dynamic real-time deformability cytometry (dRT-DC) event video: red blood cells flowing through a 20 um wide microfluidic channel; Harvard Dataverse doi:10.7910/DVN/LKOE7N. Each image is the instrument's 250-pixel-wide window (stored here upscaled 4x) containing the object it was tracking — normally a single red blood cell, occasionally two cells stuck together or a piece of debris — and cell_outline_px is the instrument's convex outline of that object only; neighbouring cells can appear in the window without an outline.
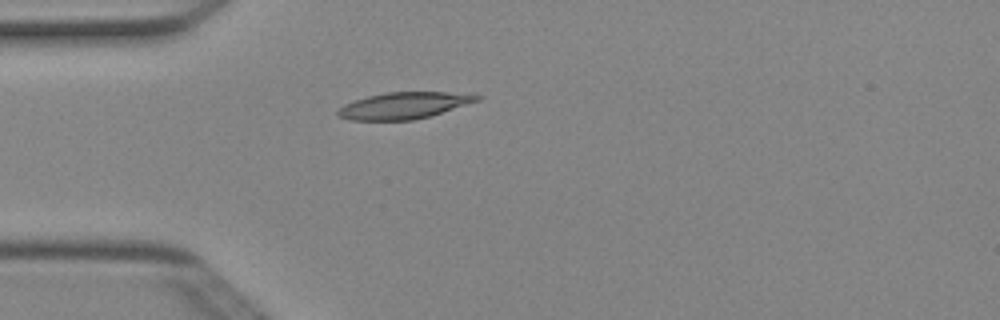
{"species": "Egyptian fruit bat (a non-hibernating species)", "species_latin": "Rousettus aegyptiacus", "temperature_condition": "cold", "stored_images_in_passage": 4, "camera_frame_rate_fps": 3000, "um_per_image_px": 0.085, "animal": {"sex": "female"}, "frame": {"image": 1, "passage_image": 4, "time_ms": 1.0, "image_size_px": [1000, 320], "cell_outline_px": [[484, 96], [480, 100], [432, 116], [412, 120], [352, 120], [336, 116], [336, 112], [344, 104], [368, 96], [384, 92], [448, 92]], "centroid_in_image_um": [34.34, 8.97], "position_along_channel_um": 50.7, "area_um2": 21.56}}